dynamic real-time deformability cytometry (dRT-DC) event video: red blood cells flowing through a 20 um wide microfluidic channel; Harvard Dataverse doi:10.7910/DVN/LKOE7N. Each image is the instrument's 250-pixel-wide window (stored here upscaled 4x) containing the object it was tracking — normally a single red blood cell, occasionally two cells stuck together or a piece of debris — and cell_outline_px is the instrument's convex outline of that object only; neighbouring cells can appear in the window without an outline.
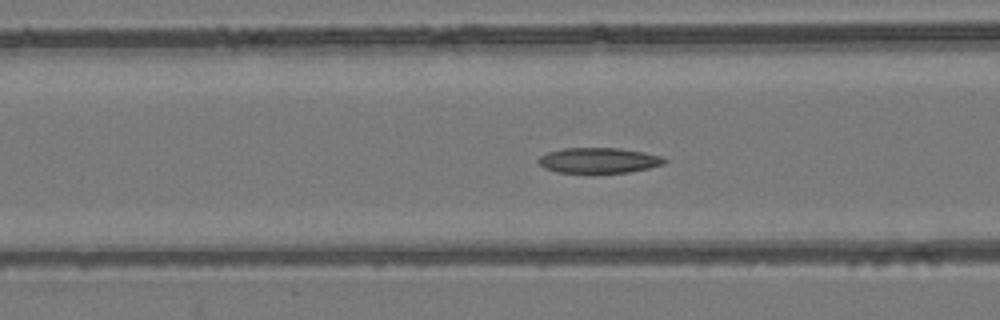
{"species": "common noctule bat (a hibernating species)", "species_latin": "Nyctalus noctula", "temperature_condition": "room temperature", "stored_images_in_passage": 55, "segment_of_instrument_passage": [1, 2], "camera_frame_rate_fps": 3000, "um_per_image_px": 0.085, "animal": {"sex": "female", "body_mass_g": 24.6, "forearm_length_mm": 56.2}, "frame": {"image": 1, "passage_image": 22, "time_ms": 7.0, "image_size_px": [1000, 320], "cell_outline_px": [[668, 160], [664, 164], [648, 168], [628, 172], [556, 172], [544, 168], [536, 160], [540, 156], [548, 152], [564, 148], [620, 148], [644, 152], [664, 156]], "centroid_in_image_um": [50.91, 13.62], "position_along_channel_um": 115.7, "area_um2": 18.61}}
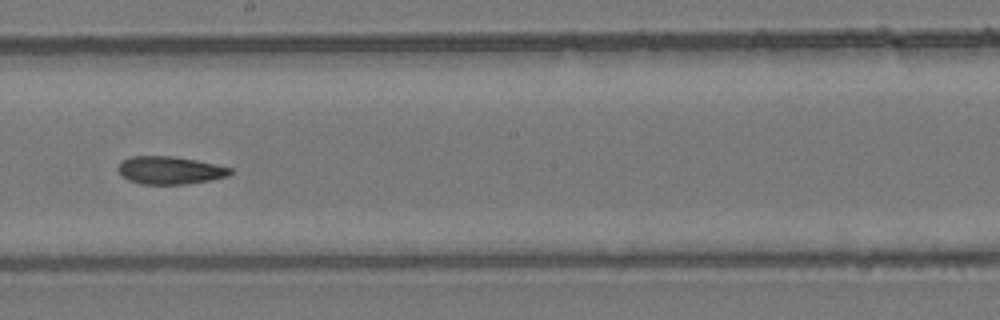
{"frame": {"image": 2, "passage_image": 31, "time_ms": 10.0, "image_size_px": [1000, 320], "cell_outline_px": [[232, 172], [228, 176], [188, 184], [140, 184], [128, 180], [120, 176], [116, 168], [120, 160], [132, 156], [172, 156], [196, 160], [216, 164], [232, 168]], "centroid_in_image_um": [14.38, 14.47], "position_along_channel_um": 233.8, "area_um2": 18.38}}
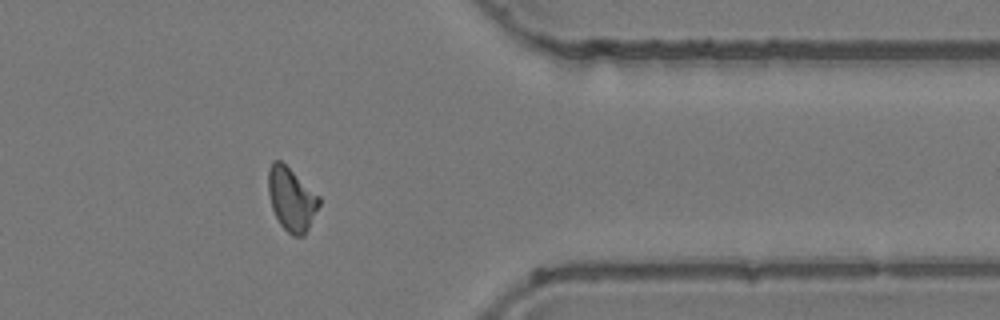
{"frame": {"image": 3, "passage_image": 44, "time_ms": 14.333, "image_size_px": [1000, 320], "cell_outline_px": [[320, 204], [304, 236], [292, 236], [280, 224], [272, 208], [268, 192], [268, 168], [272, 160], [280, 160], [320, 196]], "centroid_in_image_um": [24.76, 16.92], "position_along_channel_um": 386.6, "area_um2": 18.67}}